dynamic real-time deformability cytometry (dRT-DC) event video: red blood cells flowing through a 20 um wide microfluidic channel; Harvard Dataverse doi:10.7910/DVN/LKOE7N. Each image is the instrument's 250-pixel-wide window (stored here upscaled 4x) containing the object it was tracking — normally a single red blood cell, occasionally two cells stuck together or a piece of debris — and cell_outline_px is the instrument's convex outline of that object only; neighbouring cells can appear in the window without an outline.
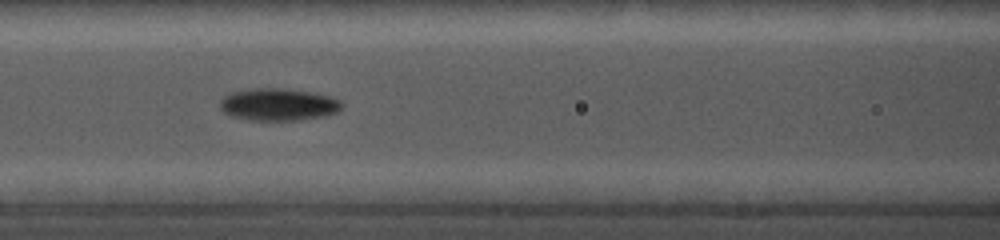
{"species": "common noctule bat (a hibernating species)", "species_latin": "Nyctalus noctula", "temperature_condition": "cold", "stored_images_in_passage": 8, "camera_frame_rate_fps": 5000, "um_per_image_px": 0.085, "animal": {"sex": "female", "body_mass_g": 19.0, "forearm_length_mm": 56.7}, "frame": {"image": 1, "passage_image": 6, "time_ms": 6.2, "image_size_px": [1000, 240], "cell_outline_px": [[344, 104], [336, 112], [324, 116], [300, 120], [248, 120], [232, 116], [224, 112], [220, 108], [220, 100], [224, 96], [232, 92], [252, 88], [284, 88], [308, 92], [328, 96], [340, 100]], "centroid_in_image_um": [23.63, 8.88], "position_along_channel_um": 143.0, "area_um2": 22.83}}
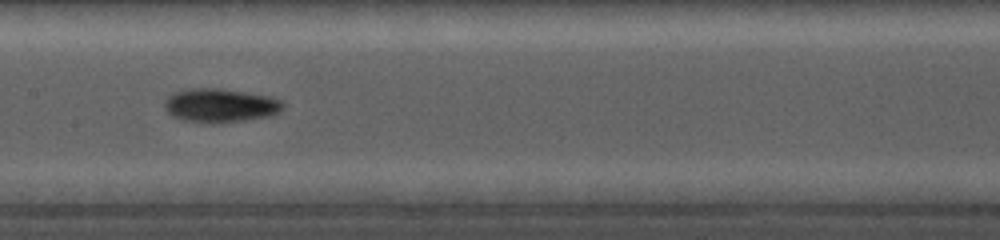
{"frame": {"image": 2, "passage_image": 7, "time_ms": 7.4, "image_size_px": [1000, 240], "cell_outline_px": [[284, 108], [280, 112], [272, 116], [244, 120], [212, 124], [184, 120], [172, 116], [164, 108], [164, 100], [172, 92], [192, 88], [220, 88], [268, 96], [280, 100], [284, 104]], "centroid_in_image_um": [18.71, 8.97], "position_along_channel_um": 188.7, "area_um2": 23.52}}
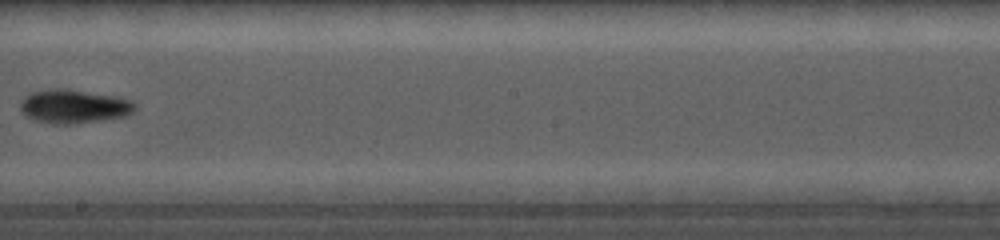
{"frame": {"image": 3, "passage_image": 8, "time_ms": 8.8, "image_size_px": [1000, 240], "cell_outline_px": [[136, 108], [128, 116], [76, 124], [52, 124], [36, 120], [28, 116], [20, 108], [20, 100], [24, 96], [32, 92], [52, 88], [64, 88], [112, 96], [128, 100], [136, 104]], "centroid_in_image_um": [6.26, 9.05], "position_along_channel_um": 241.9, "area_um2": 22.43}}